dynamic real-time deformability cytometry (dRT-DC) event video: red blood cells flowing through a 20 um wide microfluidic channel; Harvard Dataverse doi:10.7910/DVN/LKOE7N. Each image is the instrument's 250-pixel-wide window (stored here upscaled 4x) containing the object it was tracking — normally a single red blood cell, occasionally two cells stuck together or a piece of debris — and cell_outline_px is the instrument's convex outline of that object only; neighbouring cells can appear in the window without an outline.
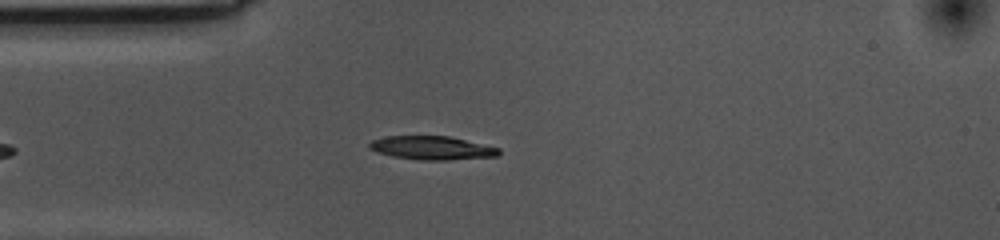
{"species": "common noctule bat (a hibernating species)", "species_latin": "Nyctalus noctula", "temperature_condition": "cold", "stored_images_in_passage": 29, "camera_frame_rate_fps": 3000, "um_per_image_px": 0.085, "animal": {"sex": "female", "body_mass_g": 10.0, "forearm_length_mm": 53.1}, "frame": {"image": 1, "passage_image": 3, "time_ms": 0.667, "image_size_px": [1000, 240], "cell_outline_px": [[500, 152], [496, 156], [448, 160], [420, 160], [392, 156], [376, 152], [368, 148], [368, 144], [372, 140], [384, 136], [448, 136], [500, 148]], "centroid_in_image_um": [36.66, 12.57], "position_along_channel_um": 48.3, "area_um2": 17.74}}
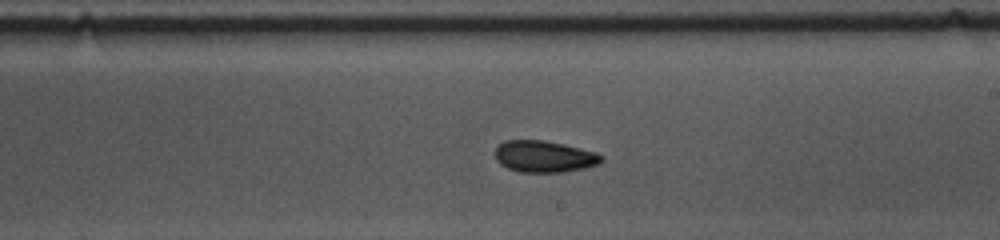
{"frame": {"image": 2, "passage_image": 16, "time_ms": 5.0, "image_size_px": [1000, 240], "cell_outline_px": [[604, 160], [600, 164], [584, 168], [564, 172], [520, 172], [508, 168], [500, 164], [496, 160], [496, 148], [504, 140], [544, 140], [564, 144], [596, 152]], "centroid_in_image_um": [46.26, 13.3], "position_along_channel_um": 242.7, "area_um2": 19.59}}
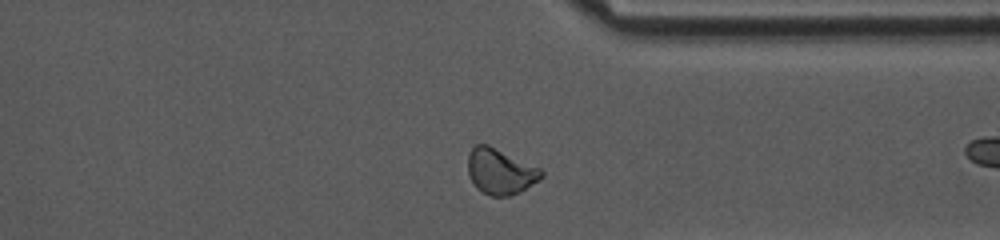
{"frame": {"image": 3, "passage_image": 27, "time_ms": 8.667, "image_size_px": [1000, 240], "cell_outline_px": [[544, 176], [540, 180], [520, 192], [508, 196], [492, 196], [476, 188], [468, 172], [468, 152], [476, 144], [488, 144], [540, 168], [544, 172]], "centroid_in_image_um": [42.54, 14.57], "position_along_channel_um": 368.9, "area_um2": 19.54}}